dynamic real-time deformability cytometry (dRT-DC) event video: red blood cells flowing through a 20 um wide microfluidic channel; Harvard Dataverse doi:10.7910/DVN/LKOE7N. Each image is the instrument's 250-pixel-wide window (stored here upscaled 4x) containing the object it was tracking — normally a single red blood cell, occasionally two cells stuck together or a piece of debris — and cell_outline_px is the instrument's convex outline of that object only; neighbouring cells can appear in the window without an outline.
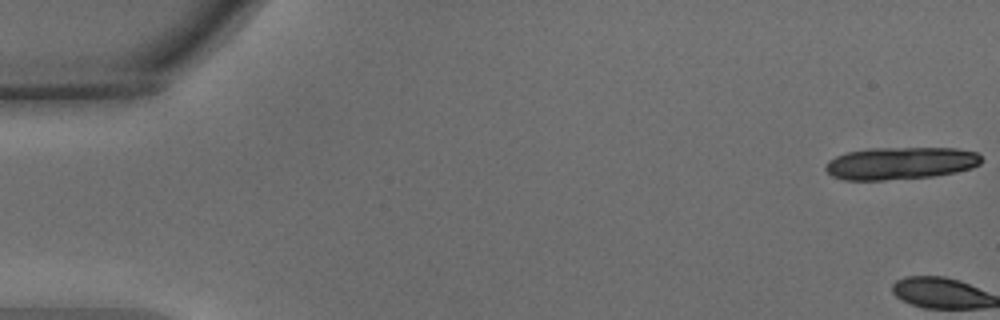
{"species": "common noctule bat (a hibernating species)", "species_latin": "Nyctalus noctula", "temperature_condition": "warm", "stored_images_in_passage": 3, "camera_frame_rate_fps": 3000, "um_per_image_px": 0.085, "animal": {"sex": "male", "body_mass_g": 15.6}, "frame": {"image": 1, "passage_image": 1, "time_ms": 0.0, "image_size_px": [1000, 320], "cell_outline_px": [[984, 160], [980, 164], [972, 168], [956, 172], [932, 176], [884, 180], [844, 180], [832, 176], [824, 168], [828, 160], [836, 156], [848, 152], [868, 148], [956, 148], [976, 152]], "centroid_in_image_um": [76.54, 13.87], "position_along_channel_um": 8.5, "area_um2": 29.54}}